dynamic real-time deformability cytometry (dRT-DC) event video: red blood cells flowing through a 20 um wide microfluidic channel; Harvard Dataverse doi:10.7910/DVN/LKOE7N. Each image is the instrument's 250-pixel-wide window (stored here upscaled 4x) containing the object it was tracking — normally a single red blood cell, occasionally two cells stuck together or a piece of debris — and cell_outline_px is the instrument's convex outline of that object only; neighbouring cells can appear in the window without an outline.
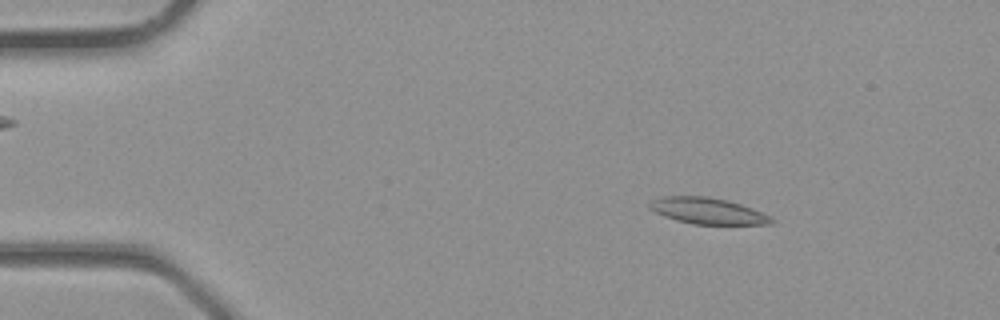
{"species": "common noctule bat (a hibernating species)", "species_latin": "Nyctalus noctula", "temperature_condition": "room temperature", "stored_images_in_passage": 2, "camera_frame_rate_fps": 3000, "um_per_image_px": 0.085, "animal": {"sex": "male", "body_mass_g": 23.1, "forearm_length_mm": 52.7}, "frame": {"image": 1, "passage_image": 1, "time_ms": 0.0, "image_size_px": [1000, 320], "cell_outline_px": [[776, 220], [772, 224], [692, 224], [676, 220], [664, 216], [648, 208], [648, 204], [652, 200], [664, 196], [708, 196], [728, 200], [752, 208], [772, 216]], "centroid_in_image_um": [60.17, 17.92], "position_along_channel_um": 24.8, "area_um2": 18.73}}